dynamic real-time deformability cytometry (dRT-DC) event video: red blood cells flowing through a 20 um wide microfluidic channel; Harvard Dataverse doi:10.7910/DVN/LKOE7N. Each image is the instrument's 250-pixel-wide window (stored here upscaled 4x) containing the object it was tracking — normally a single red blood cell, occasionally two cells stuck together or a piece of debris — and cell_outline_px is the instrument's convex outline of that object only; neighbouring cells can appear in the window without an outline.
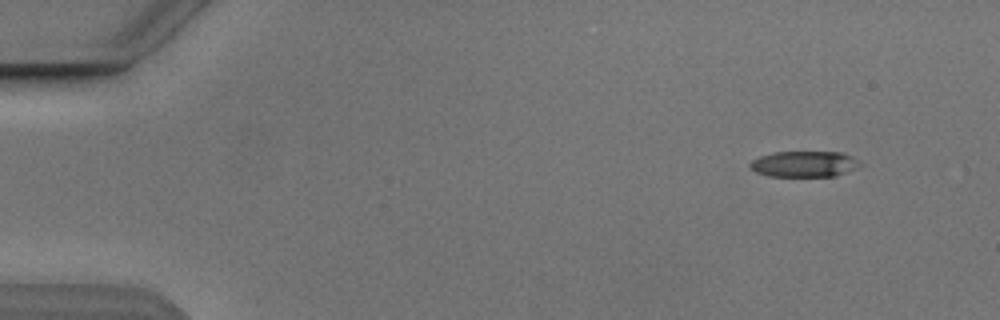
{"species": "Egyptian fruit bat (a non-hibernating species)", "species_latin": "Rousettus aegyptiacus", "temperature_condition": "cold", "stored_images_in_passage": 4, "camera_frame_rate_fps": 3000, "um_per_image_px": 0.085, "animal": {"sex": "male"}, "frame": {"image": 1, "passage_image": 1, "time_ms": 0.0, "image_size_px": [1000, 320], "cell_outline_px": [[856, 160], [836, 176], [768, 176], [756, 172], [748, 164], [752, 160], [760, 156], [772, 152], [844, 152], [852, 156]], "centroid_in_image_um": [68.17, 13.92], "position_along_channel_um": 16.8, "area_um2": 15.84}}
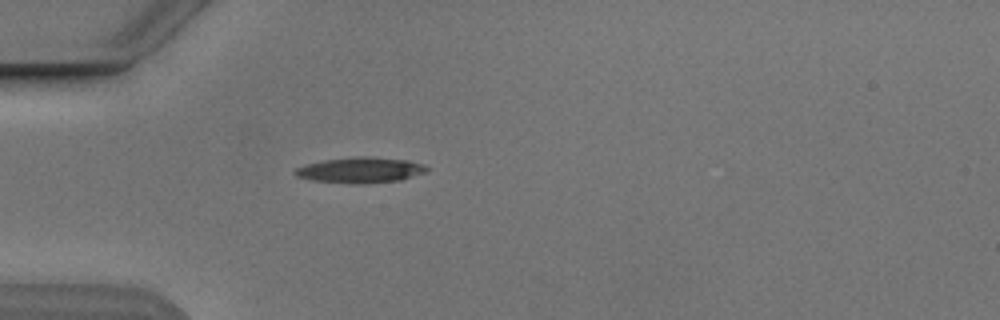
{"frame": {"image": 2, "passage_image": 4, "time_ms": 3.667, "image_size_px": [1000, 320], "cell_outline_px": [[428, 168], [424, 172], [400, 180], [368, 184], [356, 184], [312, 180], [296, 176], [292, 172], [296, 168], [308, 164], [324, 160], [360, 156], [368, 156], [408, 160], [424, 164]], "centroid_in_image_um": [30.63, 14.46], "position_along_channel_um": 54.4, "area_um2": 19.59}}